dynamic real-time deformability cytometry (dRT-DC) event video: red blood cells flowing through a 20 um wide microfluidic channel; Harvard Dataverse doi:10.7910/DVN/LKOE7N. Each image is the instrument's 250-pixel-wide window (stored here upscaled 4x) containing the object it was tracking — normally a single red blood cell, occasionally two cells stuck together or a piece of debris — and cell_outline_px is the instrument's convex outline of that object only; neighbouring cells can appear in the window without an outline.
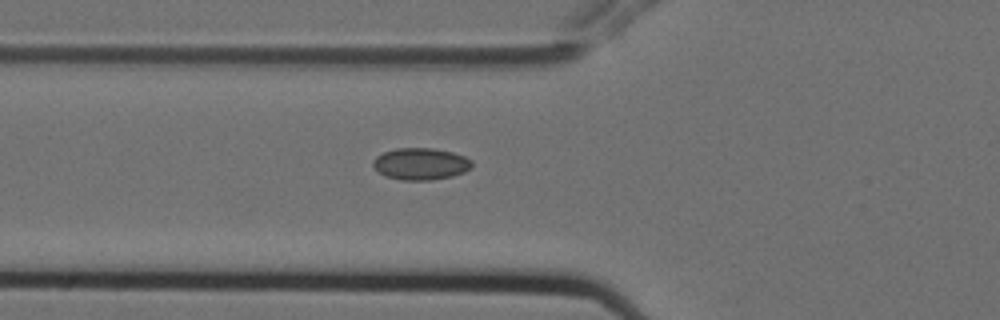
{"species": "Egyptian fruit bat (a non-hibernating species)", "species_latin": "Rousettus aegyptiacus", "temperature_condition": "cold", "stored_images_in_passage": 2, "camera_frame_rate_fps": 3000, "um_per_image_px": 0.085, "animal": {"sex": "female"}, "frame": {"image": 1, "passage_image": 2, "time_ms": 0.333, "image_size_px": [1000, 320], "cell_outline_px": [[472, 168], [464, 172], [452, 176], [432, 180], [400, 180], [384, 176], [372, 164], [372, 160], [376, 156], [384, 152], [396, 148], [432, 148], [452, 152], [464, 156], [472, 160]], "centroid_in_image_um": [35.76, 13.93], "position_along_channel_um": 90.0, "area_um2": 18.44}}